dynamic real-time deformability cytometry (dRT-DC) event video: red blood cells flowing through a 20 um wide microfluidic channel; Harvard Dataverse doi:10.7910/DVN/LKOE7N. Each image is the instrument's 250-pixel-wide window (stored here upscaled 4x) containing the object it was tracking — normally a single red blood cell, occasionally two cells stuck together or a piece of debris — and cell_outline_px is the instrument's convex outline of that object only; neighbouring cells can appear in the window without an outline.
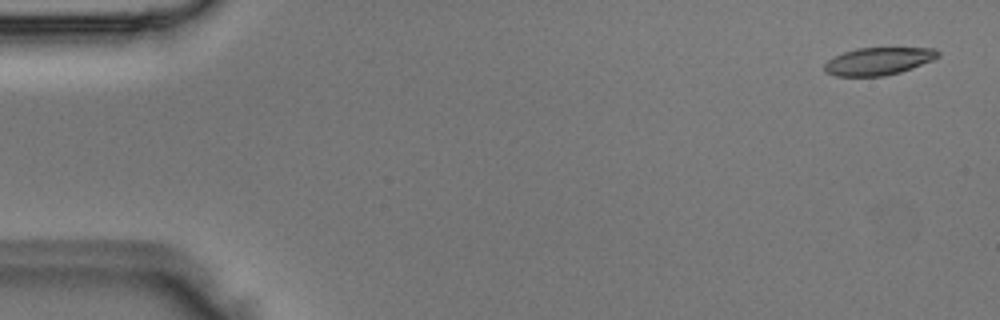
{"species": "Egyptian fruit bat (a non-hibernating species)", "species_latin": "Rousettus aegyptiacus", "temperature_condition": "room temperature", "stored_images_in_passage": 7, "camera_frame_rate_fps": 3000, "um_per_image_px": 0.085, "animal": {"sex": "male"}, "frame": {"image": 1, "passage_image": 1, "time_ms": 0.0, "image_size_px": [1000, 320], "cell_outline_px": [[940, 56], [936, 60], [900, 72], [884, 76], [836, 76], [824, 72], [824, 64], [828, 60], [844, 52], [856, 48], [936, 48], [940, 52]], "centroid_in_image_um": [74.71, 5.2], "position_along_channel_um": 10.3, "area_um2": 18.38}}
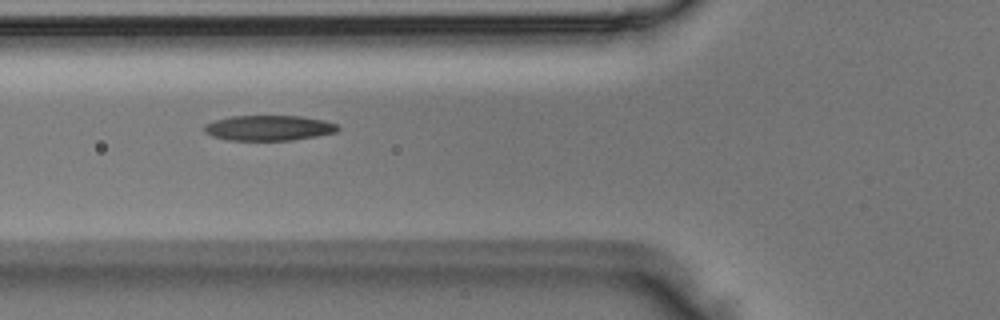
{"frame": {"image": 2, "passage_image": 4, "time_ms": 1.0, "image_size_px": [1000, 320], "cell_outline_px": [[340, 128], [336, 132], [316, 136], [292, 140], [228, 140], [212, 136], [204, 132], [204, 124], [216, 120], [232, 116], [300, 116], [324, 120], [336, 124]], "centroid_in_image_um": [22.84, 10.87], "position_along_channel_um": 103.0, "area_um2": 19.59}}
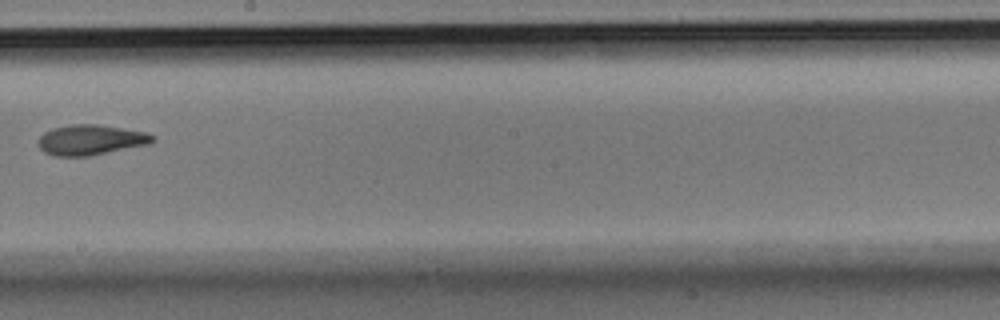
{"frame": {"image": 3, "passage_image": 7, "time_ms": 2.0, "image_size_px": [1000, 320], "cell_outline_px": [[156, 140], [148, 144], [88, 156], [56, 156], [44, 152], [36, 144], [40, 136], [44, 132], [52, 128], [72, 124], [96, 124], [144, 132], [156, 136]], "centroid_in_image_um": [7.67, 11.89], "position_along_channel_um": 240.5, "area_um2": 20.06}}